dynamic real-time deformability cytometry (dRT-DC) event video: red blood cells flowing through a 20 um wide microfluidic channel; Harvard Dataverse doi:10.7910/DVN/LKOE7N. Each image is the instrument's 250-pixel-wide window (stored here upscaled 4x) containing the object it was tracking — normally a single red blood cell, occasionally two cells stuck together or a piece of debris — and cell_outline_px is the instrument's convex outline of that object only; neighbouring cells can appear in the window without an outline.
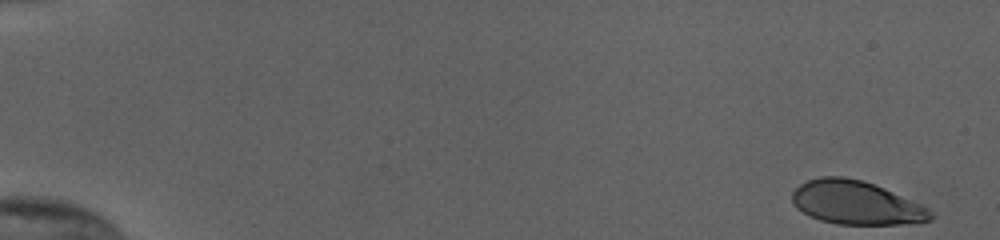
{"species": "human", "species_latin": "Homo sapiens", "temperature_condition": "cold", "stored_images_in_passage": 53, "camera_frame_rate_fps": 3000, "um_per_image_px": 0.085, "donor": {"sex": "female"}, "frame": {"image": 1, "passage_image": 1, "time_ms": 0.0, "image_size_px": [1000, 240], "cell_outline_px": [[936, 216], [932, 220], [920, 224], [836, 224], [820, 220], [808, 216], [796, 208], [792, 204], [792, 192], [800, 184], [808, 180], [820, 176], [844, 176], [860, 180], [884, 188], [920, 204], [928, 208]], "centroid_in_image_um": [72.78, 17.25], "position_along_channel_um": 12.2, "area_um2": 35.43}}
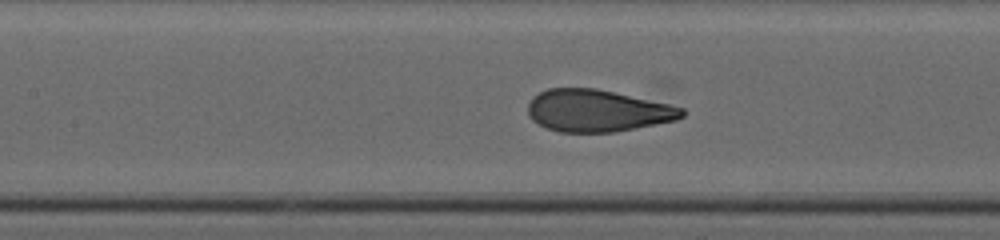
{"frame": {"image": 2, "passage_image": 26, "time_ms": 8.333, "image_size_px": [1000, 240], "cell_outline_px": [[684, 116], [676, 120], [656, 124], [612, 132], [560, 132], [548, 128], [532, 120], [528, 116], [528, 104], [532, 96], [548, 88], [596, 88], [668, 104], [684, 108]], "centroid_in_image_um": [50.75, 9.4], "position_along_channel_um": 156.7, "area_um2": 37.51}}
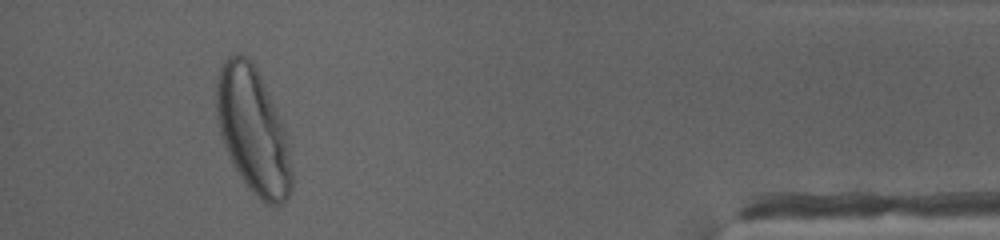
{"frame": {"image": 3, "passage_image": 50, "time_ms": 16.333, "image_size_px": [1000, 240], "cell_outline_px": [[292, 188], [284, 204], [264, 204], [248, 188], [232, 164], [224, 144], [220, 132], [216, 116], [216, 80], [220, 68], [224, 60], [228, 56], [236, 52], [240, 52], [256, 68], [280, 116], [284, 128], [288, 148], [292, 176]], "centroid_in_image_um": [21.49, 11.11], "position_along_channel_um": 413.7, "area_um2": 54.91}, "authors_computed_cell_mechanics": {"area_um2": 37.5122, "velocity_mm_per_s": 3.8204, "shape_relaxation_time_tau1_ms": 4.2943, "shape_relaxation_time_tau2_ms": null, "deformation_change_tau1": 0.1879, "deformation_change_tau2": null}}